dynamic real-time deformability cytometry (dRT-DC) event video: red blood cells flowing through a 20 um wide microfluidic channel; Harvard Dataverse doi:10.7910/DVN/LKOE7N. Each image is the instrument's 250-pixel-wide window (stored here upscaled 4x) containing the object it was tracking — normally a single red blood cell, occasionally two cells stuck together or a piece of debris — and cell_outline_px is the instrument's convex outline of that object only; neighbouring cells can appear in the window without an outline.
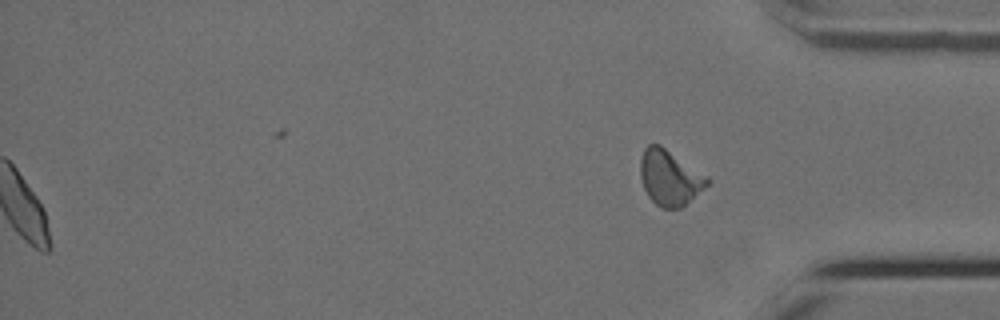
{"species": "Egyptian fruit bat (a non-hibernating species)", "species_latin": "Rousettus aegyptiacus", "temperature_condition": "cold", "stored_images_in_passage": 47, "segment_of_instrument_passage": [2, 2], "camera_frame_rate_fps": 3000, "um_per_image_px": 0.085, "animal": {"sex": "female"}, "frame": {"image": 1, "passage_image": 47, "time_ms": 15.333, "image_size_px": [1000, 320], "cell_outline_px": [[712, 180], [704, 188], [680, 208], [660, 208], [648, 196], [644, 188], [640, 176], [640, 160], [644, 148], [648, 144], [660, 144], [708, 176]], "centroid_in_image_um": [56.92, 15.08], "position_along_channel_um": 378.3, "area_um2": 21.56}}